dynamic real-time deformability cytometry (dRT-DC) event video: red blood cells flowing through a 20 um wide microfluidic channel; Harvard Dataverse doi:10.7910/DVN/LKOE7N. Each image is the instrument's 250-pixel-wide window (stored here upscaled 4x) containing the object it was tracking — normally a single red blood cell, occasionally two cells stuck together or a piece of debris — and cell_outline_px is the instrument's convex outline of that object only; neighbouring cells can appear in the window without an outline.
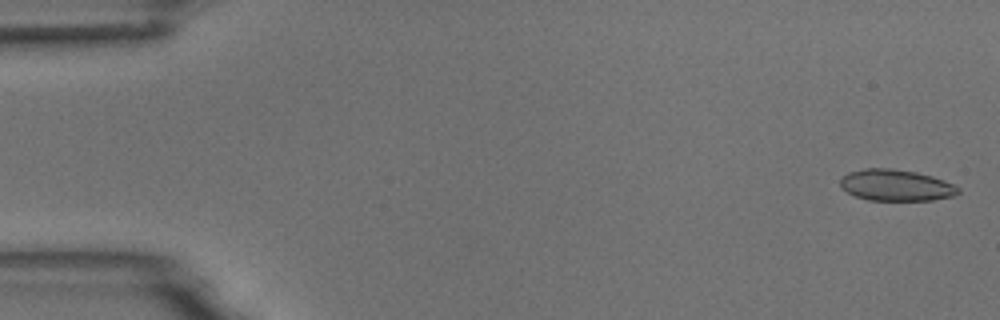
{"species": "common noctule bat (a hibernating species)", "species_latin": "Nyctalus noctula", "temperature_condition": "room temperature", "stored_images_in_passage": 5, "camera_frame_rate_fps": 3000, "um_per_image_px": 0.085, "animal": {"sex": "male", "body_mass_g": 18.8}, "frame": {"image": 1, "passage_image": 1, "time_ms": 0.0, "image_size_px": [1000, 320], "cell_outline_px": [[960, 192], [956, 196], [932, 200], [868, 200], [856, 196], [848, 192], [840, 184], [840, 180], [848, 172], [864, 168], [888, 168], [916, 172], [932, 176], [944, 180], [960, 188]], "centroid_in_image_um": [76.19, 15.74], "position_along_channel_um": 8.8, "area_um2": 21.5}}
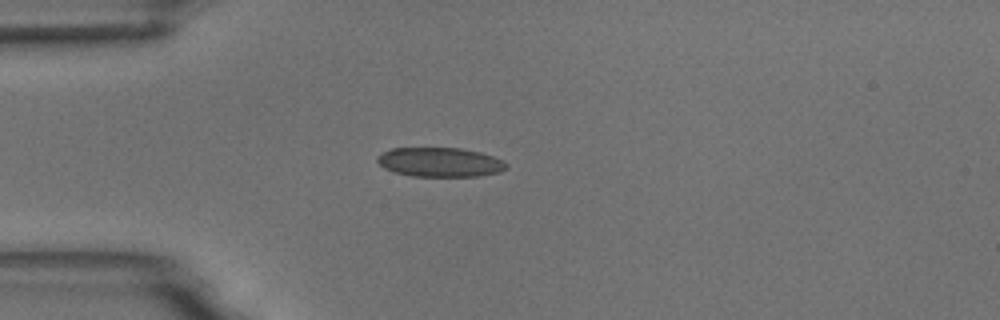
{"frame": {"image": 2, "passage_image": 5, "time_ms": 4.333, "image_size_px": [1000, 320], "cell_outline_px": [[508, 168], [500, 172], [480, 176], [412, 176], [392, 172], [384, 168], [376, 160], [376, 156], [392, 148], [460, 148], [480, 152], [504, 160], [508, 164]], "centroid_in_image_um": [37.41, 13.79], "position_along_channel_um": 47.6, "area_um2": 22.2}}